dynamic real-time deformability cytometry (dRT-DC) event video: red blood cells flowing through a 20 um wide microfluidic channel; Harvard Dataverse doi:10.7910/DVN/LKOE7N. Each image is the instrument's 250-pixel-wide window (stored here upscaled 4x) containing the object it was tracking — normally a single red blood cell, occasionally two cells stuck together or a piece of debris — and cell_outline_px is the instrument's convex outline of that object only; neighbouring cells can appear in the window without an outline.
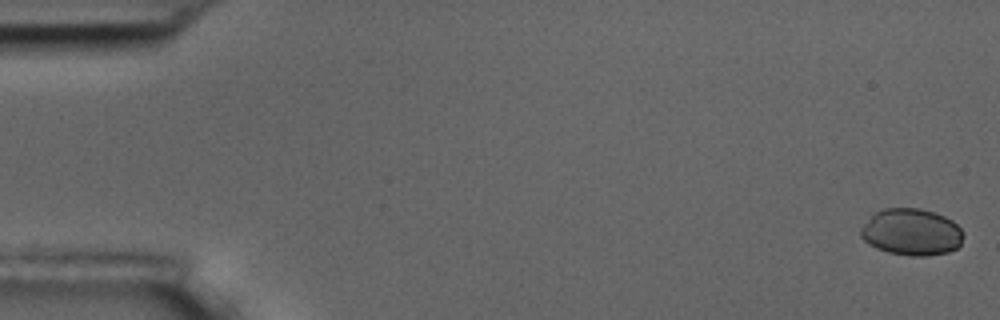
{"species": "common noctule bat (a hibernating species)", "species_latin": "Nyctalus noctula", "temperature_condition": "room temperature", "stored_images_in_passage": 10, "camera_frame_rate_fps": 3000, "um_per_image_px": 0.085, "animal": {"sex": "male", "body_mass_g": 17.5, "forearm_length_mm": 52.3}, "frame": {"image": 1, "passage_image": 1, "time_ms": 0.0, "image_size_px": [1000, 320], "cell_outline_px": [[964, 236], [960, 244], [956, 248], [948, 252], [928, 256], [908, 256], [888, 252], [876, 248], [868, 244], [860, 236], [860, 228], [876, 212], [884, 208], [920, 208], [944, 216], [952, 220], [964, 232]], "centroid_in_image_um": [77.48, 19.74], "position_along_channel_um": 7.5, "area_um2": 28.03}}
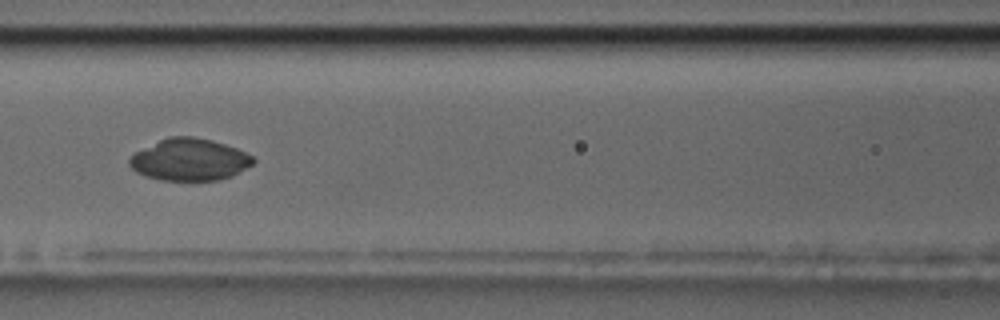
{"frame": {"image": 2, "passage_image": 8, "time_ms": 8.0, "image_size_px": [1000, 320], "cell_outline_px": [[256, 160], [252, 164], [232, 176], [216, 180], [160, 180], [144, 176], [136, 172], [128, 164], [128, 160], [136, 152], [168, 136], [192, 136], [212, 140], [236, 148], [252, 156]], "centroid_in_image_um": [16.09, 13.57], "position_along_channel_um": 150.5, "area_um2": 30.06}}
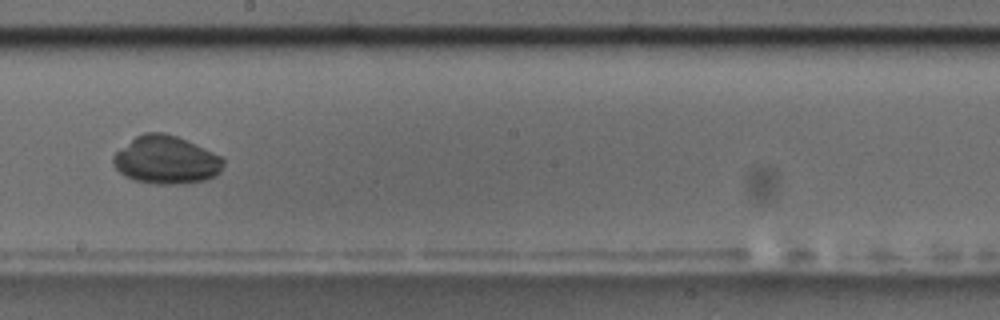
{"frame": {"image": 3, "passage_image": 10, "time_ms": 10.333, "image_size_px": [1000, 320], "cell_outline_px": [[224, 164], [220, 172], [216, 176], [208, 180], [184, 184], [156, 184], [136, 180], [124, 176], [112, 164], [112, 156], [120, 148], [136, 136], [144, 132], [164, 132], [176, 136], [204, 148], [220, 156], [224, 160]], "centroid_in_image_um": [14.12, 13.61], "position_along_channel_um": 234.1, "area_um2": 30.92}}